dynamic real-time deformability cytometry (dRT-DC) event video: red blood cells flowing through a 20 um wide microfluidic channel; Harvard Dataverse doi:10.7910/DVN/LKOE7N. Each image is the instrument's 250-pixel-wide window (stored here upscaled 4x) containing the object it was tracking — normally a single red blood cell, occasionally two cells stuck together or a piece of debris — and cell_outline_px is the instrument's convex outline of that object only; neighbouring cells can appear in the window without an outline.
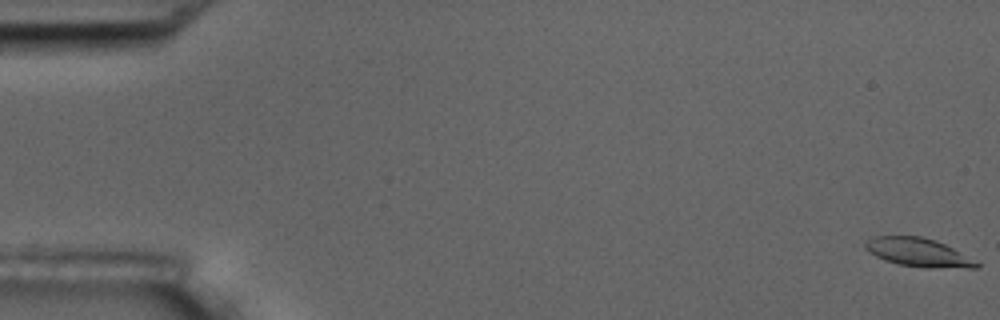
{"species": "common noctule bat (a hibernating species)", "species_latin": "Nyctalus noctula", "temperature_condition": "room temperature", "stored_images_in_passage": 5, "camera_frame_rate_fps": 3000, "um_per_image_px": 0.085, "animal": {"sex": "male", "body_mass_g": 17.5, "forearm_length_mm": 52.3}, "frame": {"image": 1, "passage_image": 1, "time_ms": 0.0, "image_size_px": [1000, 320], "cell_outline_px": [[980, 264], [976, 268], [924, 268], [896, 264], [884, 260], [868, 252], [864, 248], [864, 244], [872, 236], [920, 236], [944, 244], [952, 248]], "centroid_in_image_um": [77.99, 21.47], "position_along_channel_um": 7.0, "area_um2": 18.38}}
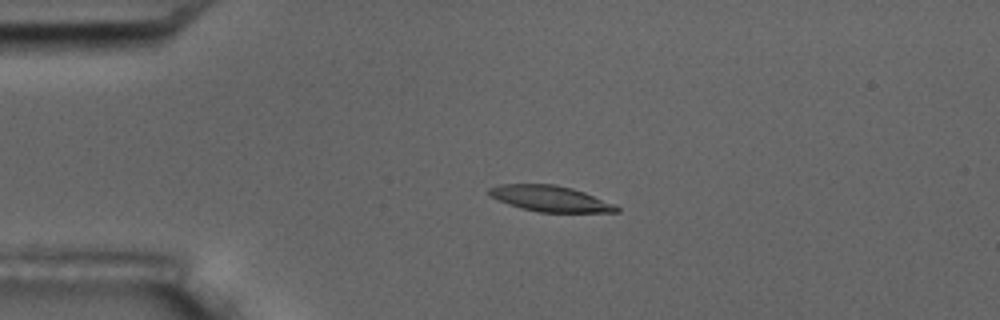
{"frame": {"image": 2, "passage_image": 4, "time_ms": 4.333, "image_size_px": [1000, 320], "cell_outline_px": [[620, 212], [540, 212], [520, 208], [508, 204], [488, 196], [488, 188], [500, 184], [556, 184], [572, 188], [584, 192], [616, 204], [620, 208]], "centroid_in_image_um": [46.77, 16.88], "position_along_channel_um": 38.2, "area_um2": 19.36}}